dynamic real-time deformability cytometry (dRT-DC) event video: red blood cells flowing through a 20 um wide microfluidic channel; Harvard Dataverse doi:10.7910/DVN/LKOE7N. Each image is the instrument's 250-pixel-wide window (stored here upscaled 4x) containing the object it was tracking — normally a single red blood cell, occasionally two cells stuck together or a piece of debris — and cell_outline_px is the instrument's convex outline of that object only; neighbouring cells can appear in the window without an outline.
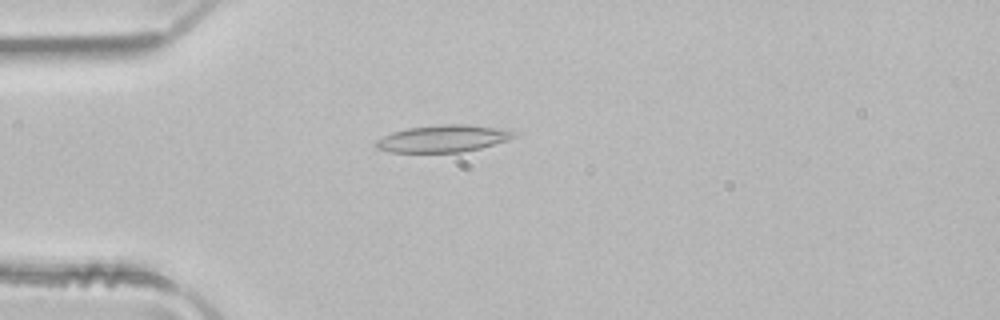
{"species": "common noctule bat (a hibernating species)", "species_latin": "Nyctalus noctula", "temperature_condition": "room temperature", "stored_images_in_passage": 3, "camera_frame_rate_fps": 3000, "um_per_image_px": 0.085, "animal": {"sex": "male", "body_mass_g": 21.5, "forearm_length_mm": 52.0}, "frame": {"image": 1, "passage_image": 3, "time_ms": 0.667, "image_size_px": [1000, 320], "cell_outline_px": [[516, 136], [508, 140], [480, 148], [460, 152], [392, 152], [376, 148], [376, 140], [392, 132], [408, 128], [440, 124], [468, 124], [496, 128], [516, 132]], "centroid_in_image_um": [37.65, 11.77], "position_along_channel_um": 47.3, "area_um2": 21.56}}